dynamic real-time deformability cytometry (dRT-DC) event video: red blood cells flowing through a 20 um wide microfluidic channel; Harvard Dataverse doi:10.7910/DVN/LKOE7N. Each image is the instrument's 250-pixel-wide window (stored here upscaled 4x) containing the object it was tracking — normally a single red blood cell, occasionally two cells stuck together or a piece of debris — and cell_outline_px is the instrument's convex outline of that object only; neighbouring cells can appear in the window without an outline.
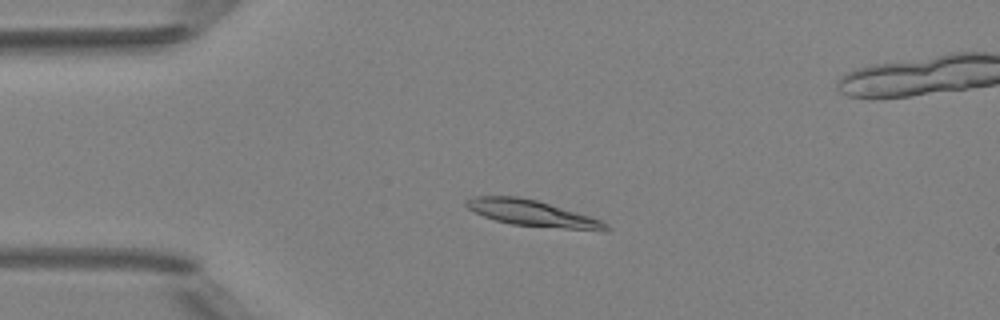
{"species": "Egyptian fruit bat (a non-hibernating species)", "species_latin": "Rousettus aegyptiacus", "temperature_condition": "room temperature", "stored_images_in_passage": 6, "camera_frame_rate_fps": 3000, "um_per_image_px": 0.085, "animal": {"sex": "female"}, "frame": {"image": 1, "passage_image": 4, "time_ms": 3.667, "image_size_px": [1000, 320], "cell_outline_px": [[612, 228], [604, 232], [512, 224], [496, 220], [484, 216], [468, 208], [464, 204], [464, 200], [476, 196], [516, 196], [536, 200], [588, 216], [600, 220], [608, 224]], "centroid_in_image_um": [45.28, 18.14], "position_along_channel_um": 39.7, "area_um2": 21.04}}